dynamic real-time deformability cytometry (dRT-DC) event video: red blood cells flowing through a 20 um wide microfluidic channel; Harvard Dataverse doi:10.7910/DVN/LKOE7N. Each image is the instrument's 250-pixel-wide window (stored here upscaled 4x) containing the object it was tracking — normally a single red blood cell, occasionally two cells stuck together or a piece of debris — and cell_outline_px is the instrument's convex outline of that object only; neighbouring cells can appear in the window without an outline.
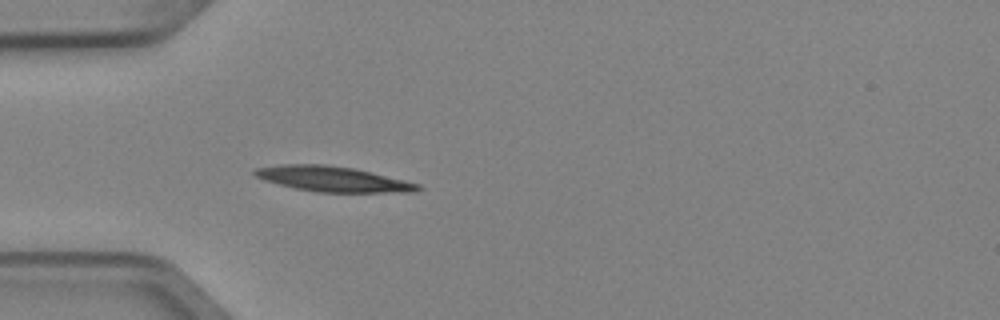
{"species": "Egyptian fruit bat (a non-hibernating species)", "species_latin": "Rousettus aegyptiacus", "temperature_condition": "cold", "stored_images_in_passage": 5, "camera_frame_rate_fps": 3000, "um_per_image_px": 0.085, "animal": {"sex": "female"}, "frame": {"image": 1, "passage_image": 5, "time_ms": 1.333, "image_size_px": [1000, 320], "cell_outline_px": [[424, 188], [416, 192], [316, 192], [296, 188], [264, 180], [256, 176], [252, 172], [256, 168], [280, 164], [324, 164], [356, 168], [420, 184]], "centroid_in_image_um": [28.33, 15.21], "position_along_channel_um": 56.7, "area_um2": 24.04}}